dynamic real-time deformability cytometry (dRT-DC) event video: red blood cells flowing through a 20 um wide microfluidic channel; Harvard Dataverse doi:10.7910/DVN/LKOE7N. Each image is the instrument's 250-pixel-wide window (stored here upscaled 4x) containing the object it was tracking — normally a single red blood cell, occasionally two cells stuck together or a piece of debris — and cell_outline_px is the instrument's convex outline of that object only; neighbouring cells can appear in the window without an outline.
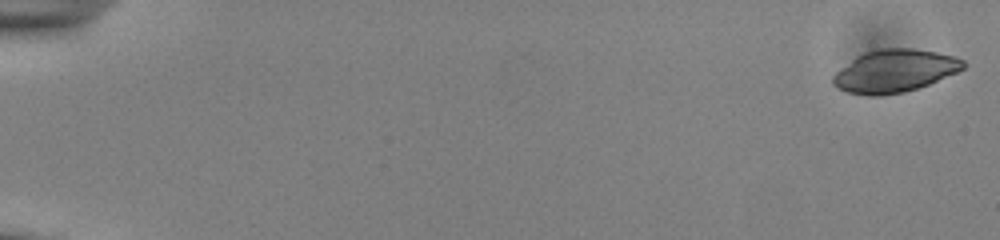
{"species": "common noctule bat (a hibernating species)", "species_latin": "Nyctalus noctula", "temperature_condition": "cold", "stored_images_in_passage": 54, "camera_frame_rate_fps": 3000, "um_per_image_px": 0.085, "animal": {"sex": "male", "body_mass_g": 13.0, "forearm_length_mm": 53.1}, "frame": {"image": 1, "passage_image": 1, "time_ms": 0.0, "image_size_px": [1000, 240], "cell_outline_px": [[968, 64], [964, 68], [956, 72], [928, 84], [904, 92], [880, 96], [868, 96], [848, 92], [832, 84], [832, 76], [836, 72], [856, 56], [864, 52], [880, 48], [912, 48], [936, 52], [956, 56], [964, 60]], "centroid_in_image_um": [76.05, 6.02], "position_along_channel_um": 9.0, "area_um2": 32.37}}
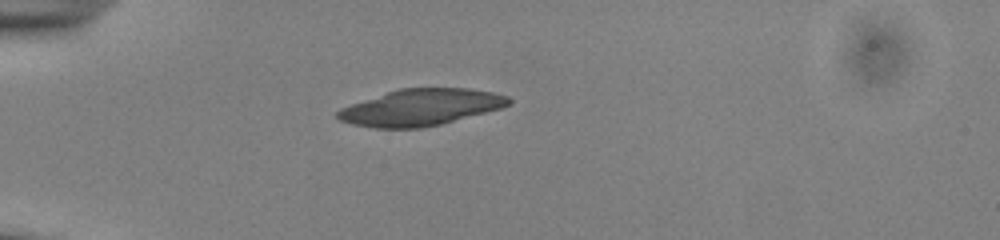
{"frame": {"image": 2, "passage_image": 16, "time_ms": 5.0, "image_size_px": [1000, 240], "cell_outline_px": [[512, 104], [500, 108], [440, 124], [420, 128], [372, 128], [352, 124], [340, 120], [336, 116], [336, 112], [340, 108], [400, 88], [472, 88], [492, 92], [508, 96], [512, 100]], "centroid_in_image_um": [35.78, 9.12], "position_along_channel_um": 49.2, "area_um2": 36.13}}